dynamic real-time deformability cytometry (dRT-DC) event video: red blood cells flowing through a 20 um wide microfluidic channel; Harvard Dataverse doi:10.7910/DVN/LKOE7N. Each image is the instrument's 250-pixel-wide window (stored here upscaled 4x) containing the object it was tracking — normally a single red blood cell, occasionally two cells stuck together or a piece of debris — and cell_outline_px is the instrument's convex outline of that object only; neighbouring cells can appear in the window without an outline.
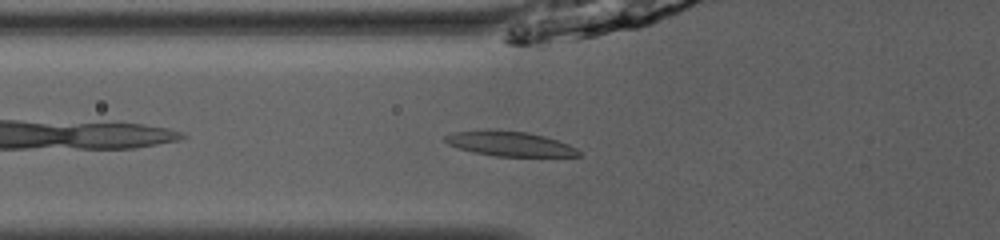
{"species": "common noctule bat (a hibernating species)", "species_latin": "Nyctalus noctula", "temperature_condition": "room temperature", "stored_images_in_passage": 35, "camera_frame_rate_fps": 3000, "um_per_image_px": 0.085, "animal": {"sex": "male", "body_mass_g": 13.0, "forearm_length_mm": 53.1}, "frame": {"image": 1, "passage_image": 4, "time_ms": 1.0, "image_size_px": [1000, 240], "cell_outline_px": [[580, 156], [496, 156], [472, 152], [448, 144], [444, 140], [444, 136], [452, 132], [488, 128], [528, 132], [544, 136], [568, 144], [576, 148], [580, 152]], "centroid_in_image_um": [43.27, 12.19], "position_along_channel_um": 82.5, "area_um2": 19.48}}
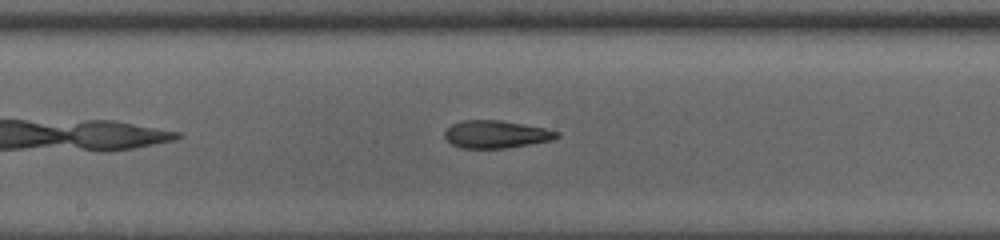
{"frame": {"image": 2, "passage_image": 13, "time_ms": 4.0, "image_size_px": [1000, 240], "cell_outline_px": [[560, 136], [552, 140], [504, 148], [460, 148], [452, 144], [444, 136], [444, 132], [452, 124], [464, 120], [500, 120], [544, 128], [560, 132]], "centroid_in_image_um": [42.16, 11.41], "position_along_channel_um": 206.0, "area_um2": 17.86}}
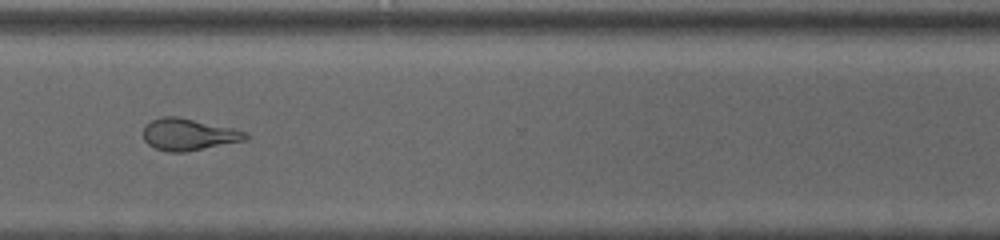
{"frame": {"image": 3, "passage_image": 24, "time_ms": 7.667, "image_size_px": [1000, 240], "cell_outline_px": [[248, 140], [184, 152], [168, 152], [156, 148], [148, 144], [144, 140], [144, 128], [152, 120], [160, 116], [176, 116], [232, 128], [248, 132]], "centroid_in_image_um": [16.05, 11.43], "position_along_channel_um": 354.6, "area_um2": 18.84}, "authors_computed_cell_mechanics": {"area_um2": 19.1318, "velocity_mm_per_s": 4.0663, "shape_relaxation_time_tau1_ms": 10.1021, "shape_relaxation_time_tau2_ms": 2.2339, "deformation_change_tau1": 0.2517, "deformation_change_tau2": 0.0895}}